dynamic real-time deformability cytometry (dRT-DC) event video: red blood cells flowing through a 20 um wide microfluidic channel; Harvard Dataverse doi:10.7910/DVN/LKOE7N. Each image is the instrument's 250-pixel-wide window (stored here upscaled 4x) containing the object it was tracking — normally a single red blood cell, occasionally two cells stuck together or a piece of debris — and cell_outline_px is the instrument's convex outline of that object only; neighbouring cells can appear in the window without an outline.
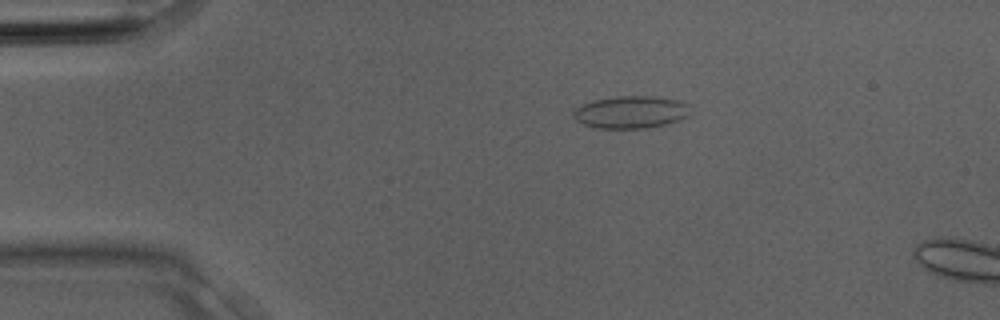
{"species": "Egyptian fruit bat (a non-hibernating species)", "species_latin": "Rousettus aegyptiacus", "temperature_condition": "room temperature", "stored_images_in_passage": 2, "camera_frame_rate_fps": 3000, "um_per_image_px": 0.085, "animal": {"sex": "male"}, "frame": {"image": 1, "passage_image": 1, "time_ms": 0.0, "image_size_px": [1000, 320], "cell_outline_px": [[688, 116], [680, 120], [648, 128], [596, 128], [584, 124], [576, 120], [572, 116], [572, 112], [580, 104], [592, 100], [616, 96], [656, 96], [676, 100], [688, 104]], "centroid_in_image_um": [53.57, 9.52], "position_along_channel_um": 31.4, "area_um2": 22.14}}